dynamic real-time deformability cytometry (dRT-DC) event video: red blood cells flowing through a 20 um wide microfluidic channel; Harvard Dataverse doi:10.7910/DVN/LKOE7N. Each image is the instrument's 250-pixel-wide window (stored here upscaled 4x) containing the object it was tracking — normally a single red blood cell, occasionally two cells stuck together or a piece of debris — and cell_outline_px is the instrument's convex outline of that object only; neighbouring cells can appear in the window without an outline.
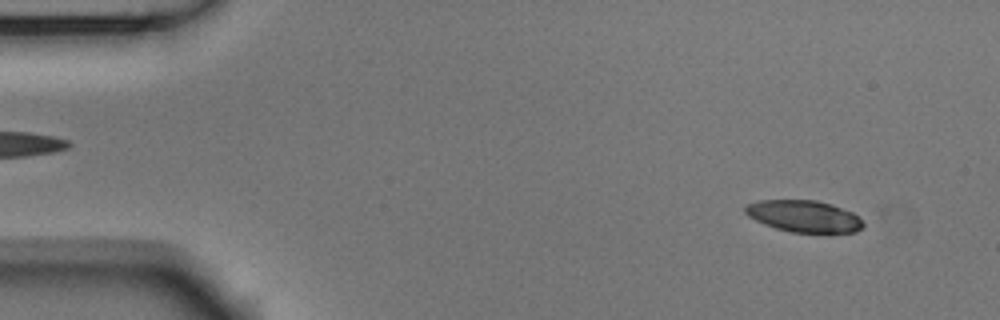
{"species": "Egyptian fruit bat (a non-hibernating species)", "species_latin": "Rousettus aegyptiacus", "temperature_condition": "room temperature", "stored_images_in_passage": 53, "camera_frame_rate_fps": 3000, "um_per_image_px": 0.085, "animal": {"sex": "male"}, "frame": {"image": 1, "passage_image": 4, "time_ms": 1.0, "image_size_px": [1000, 320], "cell_outline_px": [[864, 228], [856, 232], [788, 232], [764, 224], [748, 216], [744, 212], [744, 208], [748, 204], [760, 200], [816, 200], [832, 204], [852, 212], [864, 224]], "centroid_in_image_um": [68.33, 18.38], "position_along_channel_um": 16.7, "area_um2": 21.73}}
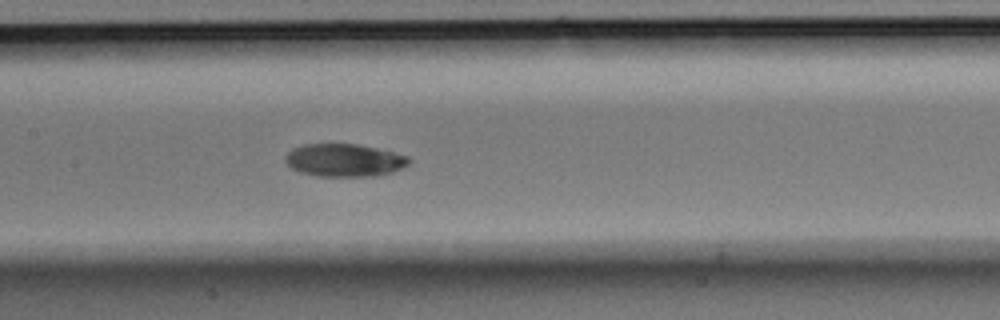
{"frame": {"image": 2, "passage_image": 25, "time_ms": 8.0, "image_size_px": [1000, 320], "cell_outline_px": [[412, 160], [408, 164], [392, 172], [376, 176], [316, 176], [300, 172], [292, 168], [284, 160], [284, 156], [292, 148], [304, 144], [356, 144], [376, 148], [408, 156]], "centroid_in_image_um": [29.24, 13.62], "position_along_channel_um": 178.2, "area_um2": 23.58}}
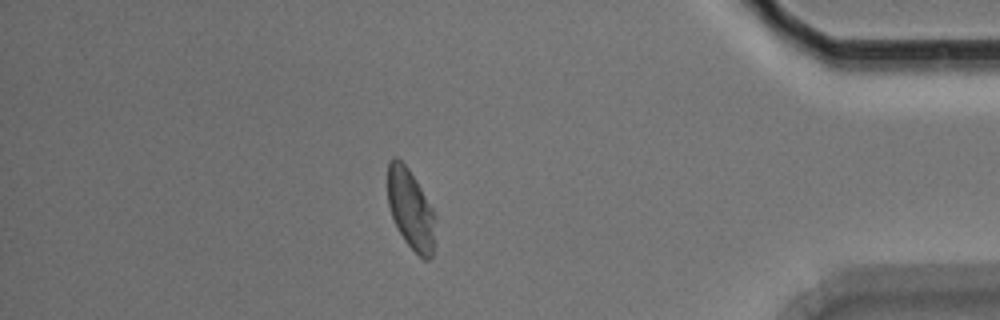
{"frame": {"image": 3, "passage_image": 46, "time_ms": 15.0, "image_size_px": [1000, 320], "cell_outline_px": [[436, 216], [432, 260], [424, 260], [404, 240], [392, 216], [388, 204], [388, 160], [392, 156], [396, 156], [408, 168], [432, 208]], "centroid_in_image_um": [34.91, 17.79], "position_along_channel_um": 400.3, "area_um2": 22.02}, "authors_computed_cell_mechanics": {"area_um2": 23.409, "velocity_mm_per_s": 3.7145, "shape_relaxation_time_tau1_ms": 2.7254, "shape_relaxation_time_tau2_ms": 3.5545, "deformation_change_tau1": 0.1164, "deformation_change_tau2": 0.082}}